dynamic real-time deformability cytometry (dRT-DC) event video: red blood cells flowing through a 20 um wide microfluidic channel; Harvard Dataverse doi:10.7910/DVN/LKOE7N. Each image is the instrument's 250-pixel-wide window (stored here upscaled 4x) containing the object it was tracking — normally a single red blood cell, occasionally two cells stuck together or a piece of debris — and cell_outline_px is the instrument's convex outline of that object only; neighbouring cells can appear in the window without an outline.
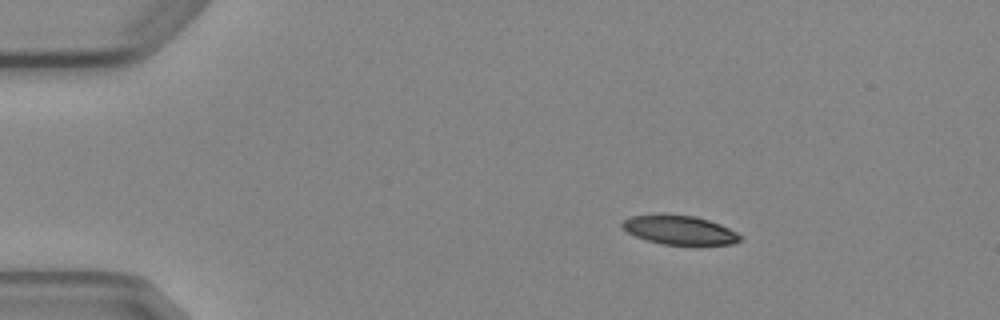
{"species": "Egyptian fruit bat (a non-hibernating species)", "species_latin": "Rousettus aegyptiacus", "temperature_condition": "cold", "stored_images_in_passage": 3, "camera_frame_rate_fps": 3000, "um_per_image_px": 0.085, "animal": {"sex": "female"}, "frame": {"image": 1, "passage_image": 1, "time_ms": 0.0, "image_size_px": [1000, 320], "cell_outline_px": [[740, 240], [732, 244], [696, 248], [664, 244], [648, 240], [636, 236], [628, 232], [620, 224], [624, 220], [632, 216], [696, 216], [720, 224], [736, 232], [740, 236]], "centroid_in_image_um": [57.85, 19.63], "position_along_channel_um": 27.1, "area_um2": 20.0}}